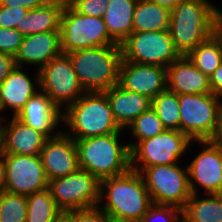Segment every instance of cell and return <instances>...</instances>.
<instances>
[{
	"instance_id": "1",
	"label": "cell",
	"mask_w": 222,
	"mask_h": 222,
	"mask_svg": "<svg viewBox=\"0 0 222 222\" xmlns=\"http://www.w3.org/2000/svg\"><path fill=\"white\" fill-rule=\"evenodd\" d=\"M152 201L140 173L102 179L98 207L115 221L141 222Z\"/></svg>"
},
{
	"instance_id": "2",
	"label": "cell",
	"mask_w": 222,
	"mask_h": 222,
	"mask_svg": "<svg viewBox=\"0 0 222 222\" xmlns=\"http://www.w3.org/2000/svg\"><path fill=\"white\" fill-rule=\"evenodd\" d=\"M64 130L74 140L123 133L104 92H85L62 115Z\"/></svg>"
},
{
	"instance_id": "3",
	"label": "cell",
	"mask_w": 222,
	"mask_h": 222,
	"mask_svg": "<svg viewBox=\"0 0 222 222\" xmlns=\"http://www.w3.org/2000/svg\"><path fill=\"white\" fill-rule=\"evenodd\" d=\"M218 9L209 0H183L171 10L168 30L181 55L214 34Z\"/></svg>"
},
{
	"instance_id": "4",
	"label": "cell",
	"mask_w": 222,
	"mask_h": 222,
	"mask_svg": "<svg viewBox=\"0 0 222 222\" xmlns=\"http://www.w3.org/2000/svg\"><path fill=\"white\" fill-rule=\"evenodd\" d=\"M125 133H111L75 140L79 168L100 181L127 173L130 169V149L120 142Z\"/></svg>"
},
{
	"instance_id": "5",
	"label": "cell",
	"mask_w": 222,
	"mask_h": 222,
	"mask_svg": "<svg viewBox=\"0 0 222 222\" xmlns=\"http://www.w3.org/2000/svg\"><path fill=\"white\" fill-rule=\"evenodd\" d=\"M67 54L85 92H105L118 84L121 45L80 49Z\"/></svg>"
},
{
	"instance_id": "6",
	"label": "cell",
	"mask_w": 222,
	"mask_h": 222,
	"mask_svg": "<svg viewBox=\"0 0 222 222\" xmlns=\"http://www.w3.org/2000/svg\"><path fill=\"white\" fill-rule=\"evenodd\" d=\"M180 131L192 141L218 140L222 100L214 94L179 95Z\"/></svg>"
},
{
	"instance_id": "7",
	"label": "cell",
	"mask_w": 222,
	"mask_h": 222,
	"mask_svg": "<svg viewBox=\"0 0 222 222\" xmlns=\"http://www.w3.org/2000/svg\"><path fill=\"white\" fill-rule=\"evenodd\" d=\"M140 173L153 204L185 207L191 197L188 169L181 165H154L131 168Z\"/></svg>"
},
{
	"instance_id": "8",
	"label": "cell",
	"mask_w": 222,
	"mask_h": 222,
	"mask_svg": "<svg viewBox=\"0 0 222 222\" xmlns=\"http://www.w3.org/2000/svg\"><path fill=\"white\" fill-rule=\"evenodd\" d=\"M59 30L62 53L117 44L101 17L80 14L67 2L61 12Z\"/></svg>"
},
{
	"instance_id": "9",
	"label": "cell",
	"mask_w": 222,
	"mask_h": 222,
	"mask_svg": "<svg viewBox=\"0 0 222 222\" xmlns=\"http://www.w3.org/2000/svg\"><path fill=\"white\" fill-rule=\"evenodd\" d=\"M192 143L194 141L181 131L165 129L159 135L137 142L130 149V166L146 168L180 164V158L184 157Z\"/></svg>"
},
{
	"instance_id": "10",
	"label": "cell",
	"mask_w": 222,
	"mask_h": 222,
	"mask_svg": "<svg viewBox=\"0 0 222 222\" xmlns=\"http://www.w3.org/2000/svg\"><path fill=\"white\" fill-rule=\"evenodd\" d=\"M122 60L167 68L181 56L175 48L169 30L133 32L121 44Z\"/></svg>"
},
{
	"instance_id": "11",
	"label": "cell",
	"mask_w": 222,
	"mask_h": 222,
	"mask_svg": "<svg viewBox=\"0 0 222 222\" xmlns=\"http://www.w3.org/2000/svg\"><path fill=\"white\" fill-rule=\"evenodd\" d=\"M100 182L96 176L79 168L72 174L50 180L48 189L56 205L65 213L97 207Z\"/></svg>"
},
{
	"instance_id": "12",
	"label": "cell",
	"mask_w": 222,
	"mask_h": 222,
	"mask_svg": "<svg viewBox=\"0 0 222 222\" xmlns=\"http://www.w3.org/2000/svg\"><path fill=\"white\" fill-rule=\"evenodd\" d=\"M39 83L40 90L45 92L61 111L85 93L67 53L54 57L39 70Z\"/></svg>"
},
{
	"instance_id": "13",
	"label": "cell",
	"mask_w": 222,
	"mask_h": 222,
	"mask_svg": "<svg viewBox=\"0 0 222 222\" xmlns=\"http://www.w3.org/2000/svg\"><path fill=\"white\" fill-rule=\"evenodd\" d=\"M194 143H198L202 148L187 164L191 193L222 194V144L218 140Z\"/></svg>"
},
{
	"instance_id": "14",
	"label": "cell",
	"mask_w": 222,
	"mask_h": 222,
	"mask_svg": "<svg viewBox=\"0 0 222 222\" xmlns=\"http://www.w3.org/2000/svg\"><path fill=\"white\" fill-rule=\"evenodd\" d=\"M6 164L5 191L28 196L48 188L40 155L3 154Z\"/></svg>"
},
{
	"instance_id": "15",
	"label": "cell",
	"mask_w": 222,
	"mask_h": 222,
	"mask_svg": "<svg viewBox=\"0 0 222 222\" xmlns=\"http://www.w3.org/2000/svg\"><path fill=\"white\" fill-rule=\"evenodd\" d=\"M40 158L49 181L72 174L79 169L75 140L64 129L54 137L47 138Z\"/></svg>"
},
{
	"instance_id": "16",
	"label": "cell",
	"mask_w": 222,
	"mask_h": 222,
	"mask_svg": "<svg viewBox=\"0 0 222 222\" xmlns=\"http://www.w3.org/2000/svg\"><path fill=\"white\" fill-rule=\"evenodd\" d=\"M118 85L152 100L167 89V68L121 60Z\"/></svg>"
},
{
	"instance_id": "17",
	"label": "cell",
	"mask_w": 222,
	"mask_h": 222,
	"mask_svg": "<svg viewBox=\"0 0 222 222\" xmlns=\"http://www.w3.org/2000/svg\"><path fill=\"white\" fill-rule=\"evenodd\" d=\"M62 115L63 111L52 102L45 92L39 90L28 100L15 117L50 138L57 135L64 128L60 125Z\"/></svg>"
},
{
	"instance_id": "18",
	"label": "cell",
	"mask_w": 222,
	"mask_h": 222,
	"mask_svg": "<svg viewBox=\"0 0 222 222\" xmlns=\"http://www.w3.org/2000/svg\"><path fill=\"white\" fill-rule=\"evenodd\" d=\"M25 68L16 66L9 76L0 84V112L10 110L15 116L28 102V100L40 90L39 70H35L31 77ZM12 111V112H11Z\"/></svg>"
},
{
	"instance_id": "19",
	"label": "cell",
	"mask_w": 222,
	"mask_h": 222,
	"mask_svg": "<svg viewBox=\"0 0 222 222\" xmlns=\"http://www.w3.org/2000/svg\"><path fill=\"white\" fill-rule=\"evenodd\" d=\"M46 140L43 133L11 116L4 119L0 150L3 154L40 155Z\"/></svg>"
},
{
	"instance_id": "20",
	"label": "cell",
	"mask_w": 222,
	"mask_h": 222,
	"mask_svg": "<svg viewBox=\"0 0 222 222\" xmlns=\"http://www.w3.org/2000/svg\"><path fill=\"white\" fill-rule=\"evenodd\" d=\"M61 53L60 32H44L24 36L14 59L18 67L28 68L30 65L40 70Z\"/></svg>"
},
{
	"instance_id": "21",
	"label": "cell",
	"mask_w": 222,
	"mask_h": 222,
	"mask_svg": "<svg viewBox=\"0 0 222 222\" xmlns=\"http://www.w3.org/2000/svg\"><path fill=\"white\" fill-rule=\"evenodd\" d=\"M167 89L177 95L211 93L209 77L187 55H181L167 67Z\"/></svg>"
},
{
	"instance_id": "22",
	"label": "cell",
	"mask_w": 222,
	"mask_h": 222,
	"mask_svg": "<svg viewBox=\"0 0 222 222\" xmlns=\"http://www.w3.org/2000/svg\"><path fill=\"white\" fill-rule=\"evenodd\" d=\"M110 103L117 124L126 130L137 117L151 107V99L147 96L125 90L114 85L104 92Z\"/></svg>"
},
{
	"instance_id": "23",
	"label": "cell",
	"mask_w": 222,
	"mask_h": 222,
	"mask_svg": "<svg viewBox=\"0 0 222 222\" xmlns=\"http://www.w3.org/2000/svg\"><path fill=\"white\" fill-rule=\"evenodd\" d=\"M138 0H110L102 16L109 36L121 45L133 33V15Z\"/></svg>"
},
{
	"instance_id": "24",
	"label": "cell",
	"mask_w": 222,
	"mask_h": 222,
	"mask_svg": "<svg viewBox=\"0 0 222 222\" xmlns=\"http://www.w3.org/2000/svg\"><path fill=\"white\" fill-rule=\"evenodd\" d=\"M65 2L50 0L44 6L29 10L21 23V34L60 32V16Z\"/></svg>"
},
{
	"instance_id": "25",
	"label": "cell",
	"mask_w": 222,
	"mask_h": 222,
	"mask_svg": "<svg viewBox=\"0 0 222 222\" xmlns=\"http://www.w3.org/2000/svg\"><path fill=\"white\" fill-rule=\"evenodd\" d=\"M182 222H222V194H191Z\"/></svg>"
},
{
	"instance_id": "26",
	"label": "cell",
	"mask_w": 222,
	"mask_h": 222,
	"mask_svg": "<svg viewBox=\"0 0 222 222\" xmlns=\"http://www.w3.org/2000/svg\"><path fill=\"white\" fill-rule=\"evenodd\" d=\"M171 11L147 0H138L133 15V32L169 29Z\"/></svg>"
},
{
	"instance_id": "27",
	"label": "cell",
	"mask_w": 222,
	"mask_h": 222,
	"mask_svg": "<svg viewBox=\"0 0 222 222\" xmlns=\"http://www.w3.org/2000/svg\"><path fill=\"white\" fill-rule=\"evenodd\" d=\"M26 198V222H58L64 215V212L56 205L48 188L32 193Z\"/></svg>"
},
{
	"instance_id": "28",
	"label": "cell",
	"mask_w": 222,
	"mask_h": 222,
	"mask_svg": "<svg viewBox=\"0 0 222 222\" xmlns=\"http://www.w3.org/2000/svg\"><path fill=\"white\" fill-rule=\"evenodd\" d=\"M188 58L203 74L210 77L222 63V45L215 34L192 49Z\"/></svg>"
},
{
	"instance_id": "29",
	"label": "cell",
	"mask_w": 222,
	"mask_h": 222,
	"mask_svg": "<svg viewBox=\"0 0 222 222\" xmlns=\"http://www.w3.org/2000/svg\"><path fill=\"white\" fill-rule=\"evenodd\" d=\"M151 107L165 129L180 131L179 95L166 89L151 100Z\"/></svg>"
},
{
	"instance_id": "30",
	"label": "cell",
	"mask_w": 222,
	"mask_h": 222,
	"mask_svg": "<svg viewBox=\"0 0 222 222\" xmlns=\"http://www.w3.org/2000/svg\"><path fill=\"white\" fill-rule=\"evenodd\" d=\"M131 132V138L135 140L127 142L129 149H131L137 142L154 137L162 133L165 128L161 120L158 118L156 112L152 107H149L145 112H143L139 117H137L129 126H127Z\"/></svg>"
},
{
	"instance_id": "31",
	"label": "cell",
	"mask_w": 222,
	"mask_h": 222,
	"mask_svg": "<svg viewBox=\"0 0 222 222\" xmlns=\"http://www.w3.org/2000/svg\"><path fill=\"white\" fill-rule=\"evenodd\" d=\"M26 214V196L0 192V222H26Z\"/></svg>"
},
{
	"instance_id": "32",
	"label": "cell",
	"mask_w": 222,
	"mask_h": 222,
	"mask_svg": "<svg viewBox=\"0 0 222 222\" xmlns=\"http://www.w3.org/2000/svg\"><path fill=\"white\" fill-rule=\"evenodd\" d=\"M141 222H182V210L171 205L152 204Z\"/></svg>"
},
{
	"instance_id": "33",
	"label": "cell",
	"mask_w": 222,
	"mask_h": 222,
	"mask_svg": "<svg viewBox=\"0 0 222 222\" xmlns=\"http://www.w3.org/2000/svg\"><path fill=\"white\" fill-rule=\"evenodd\" d=\"M110 0H66L78 13L91 17L103 16Z\"/></svg>"
},
{
	"instance_id": "34",
	"label": "cell",
	"mask_w": 222,
	"mask_h": 222,
	"mask_svg": "<svg viewBox=\"0 0 222 222\" xmlns=\"http://www.w3.org/2000/svg\"><path fill=\"white\" fill-rule=\"evenodd\" d=\"M28 11L22 7L0 6V28L17 29L21 33V23Z\"/></svg>"
},
{
	"instance_id": "35",
	"label": "cell",
	"mask_w": 222,
	"mask_h": 222,
	"mask_svg": "<svg viewBox=\"0 0 222 222\" xmlns=\"http://www.w3.org/2000/svg\"><path fill=\"white\" fill-rule=\"evenodd\" d=\"M23 39L24 35L17 29L0 28V52L14 57Z\"/></svg>"
},
{
	"instance_id": "36",
	"label": "cell",
	"mask_w": 222,
	"mask_h": 222,
	"mask_svg": "<svg viewBox=\"0 0 222 222\" xmlns=\"http://www.w3.org/2000/svg\"><path fill=\"white\" fill-rule=\"evenodd\" d=\"M72 222H111V217L98 206L64 213Z\"/></svg>"
},
{
	"instance_id": "37",
	"label": "cell",
	"mask_w": 222,
	"mask_h": 222,
	"mask_svg": "<svg viewBox=\"0 0 222 222\" xmlns=\"http://www.w3.org/2000/svg\"><path fill=\"white\" fill-rule=\"evenodd\" d=\"M50 0H0V6L16 8L22 7L28 10L44 6Z\"/></svg>"
},
{
	"instance_id": "38",
	"label": "cell",
	"mask_w": 222,
	"mask_h": 222,
	"mask_svg": "<svg viewBox=\"0 0 222 222\" xmlns=\"http://www.w3.org/2000/svg\"><path fill=\"white\" fill-rule=\"evenodd\" d=\"M16 66L13 56L0 52V84L9 76Z\"/></svg>"
},
{
	"instance_id": "39",
	"label": "cell",
	"mask_w": 222,
	"mask_h": 222,
	"mask_svg": "<svg viewBox=\"0 0 222 222\" xmlns=\"http://www.w3.org/2000/svg\"><path fill=\"white\" fill-rule=\"evenodd\" d=\"M211 93L222 99V63L209 77Z\"/></svg>"
},
{
	"instance_id": "40",
	"label": "cell",
	"mask_w": 222,
	"mask_h": 222,
	"mask_svg": "<svg viewBox=\"0 0 222 222\" xmlns=\"http://www.w3.org/2000/svg\"><path fill=\"white\" fill-rule=\"evenodd\" d=\"M6 164L4 161L3 152L0 150V192L5 190L6 183Z\"/></svg>"
},
{
	"instance_id": "41",
	"label": "cell",
	"mask_w": 222,
	"mask_h": 222,
	"mask_svg": "<svg viewBox=\"0 0 222 222\" xmlns=\"http://www.w3.org/2000/svg\"><path fill=\"white\" fill-rule=\"evenodd\" d=\"M152 3H156L162 7L167 8L168 10H172L175 6H177L183 0H147Z\"/></svg>"
},
{
	"instance_id": "42",
	"label": "cell",
	"mask_w": 222,
	"mask_h": 222,
	"mask_svg": "<svg viewBox=\"0 0 222 222\" xmlns=\"http://www.w3.org/2000/svg\"><path fill=\"white\" fill-rule=\"evenodd\" d=\"M214 34L217 36L222 45V21L217 18L214 26Z\"/></svg>"
},
{
	"instance_id": "43",
	"label": "cell",
	"mask_w": 222,
	"mask_h": 222,
	"mask_svg": "<svg viewBox=\"0 0 222 222\" xmlns=\"http://www.w3.org/2000/svg\"><path fill=\"white\" fill-rule=\"evenodd\" d=\"M4 119H5V116L0 112V140L2 136V128H3Z\"/></svg>"
},
{
	"instance_id": "44",
	"label": "cell",
	"mask_w": 222,
	"mask_h": 222,
	"mask_svg": "<svg viewBox=\"0 0 222 222\" xmlns=\"http://www.w3.org/2000/svg\"><path fill=\"white\" fill-rule=\"evenodd\" d=\"M58 222H72L65 214L58 220Z\"/></svg>"
},
{
	"instance_id": "45",
	"label": "cell",
	"mask_w": 222,
	"mask_h": 222,
	"mask_svg": "<svg viewBox=\"0 0 222 222\" xmlns=\"http://www.w3.org/2000/svg\"><path fill=\"white\" fill-rule=\"evenodd\" d=\"M218 18L222 21V10L218 9Z\"/></svg>"
},
{
	"instance_id": "46",
	"label": "cell",
	"mask_w": 222,
	"mask_h": 222,
	"mask_svg": "<svg viewBox=\"0 0 222 222\" xmlns=\"http://www.w3.org/2000/svg\"><path fill=\"white\" fill-rule=\"evenodd\" d=\"M218 141L222 144V129H221V133H220V136L218 138Z\"/></svg>"
},
{
	"instance_id": "47",
	"label": "cell",
	"mask_w": 222,
	"mask_h": 222,
	"mask_svg": "<svg viewBox=\"0 0 222 222\" xmlns=\"http://www.w3.org/2000/svg\"><path fill=\"white\" fill-rule=\"evenodd\" d=\"M111 222H123V221H115V220H111Z\"/></svg>"
}]
</instances>
